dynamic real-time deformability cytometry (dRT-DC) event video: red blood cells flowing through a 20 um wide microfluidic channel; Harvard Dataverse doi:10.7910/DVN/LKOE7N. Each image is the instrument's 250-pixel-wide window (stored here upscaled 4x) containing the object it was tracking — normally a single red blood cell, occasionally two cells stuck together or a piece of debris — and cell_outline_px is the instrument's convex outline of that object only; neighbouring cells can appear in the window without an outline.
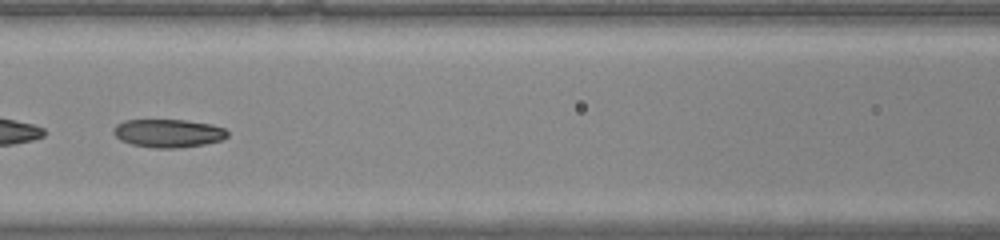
{"species": "common noctule bat (a hibernating species)", "species_latin": "Nyctalus noctula", "temperature_condition": "warm", "stored_images_in_passage": 43, "camera_frame_rate_fps": 3000, "um_per_image_px": 0.085, "animal": {"sex": "male", "body_mass_g": 20.0, "forearm_length_mm": 53.3}, "frame": {"image": 1, "passage_image": 19, "time_ms": 6.0, "image_size_px": [1000, 240], "cell_outline_px": [[228, 136], [220, 140], [204, 144], [180, 148], [156, 148], [132, 144], [120, 140], [112, 132], [112, 128], [116, 124], [124, 120], [184, 120], [212, 124], [224, 128], [228, 132]], "centroid_in_image_um": [14.28, 11.32], "position_along_channel_um": 152.3, "area_um2": 18.79}}